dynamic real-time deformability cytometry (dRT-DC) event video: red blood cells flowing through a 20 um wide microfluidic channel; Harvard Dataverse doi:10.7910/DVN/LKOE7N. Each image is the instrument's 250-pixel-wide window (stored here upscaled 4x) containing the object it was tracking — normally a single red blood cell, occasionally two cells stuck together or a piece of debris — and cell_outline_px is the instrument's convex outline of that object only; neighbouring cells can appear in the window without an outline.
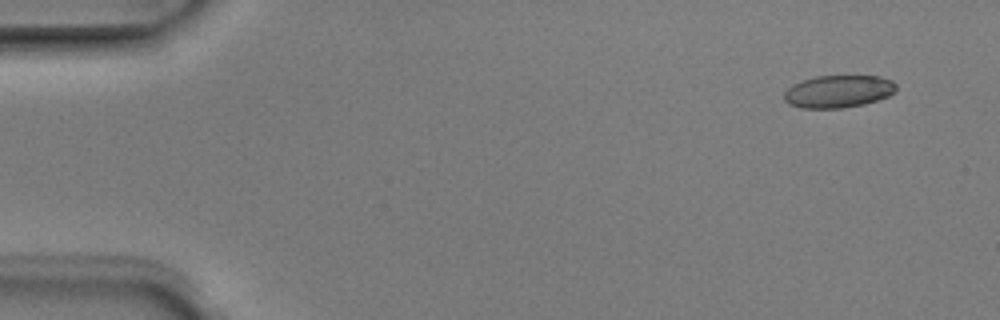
{"species": "Egyptian fruit bat (a non-hibernating species)", "species_latin": "Rousettus aegyptiacus", "temperature_condition": "room temperature", "stored_images_in_passage": 5, "camera_frame_rate_fps": 3000, "um_per_image_px": 0.085, "animal": {"sex": "male"}, "frame": {"image": 1, "passage_image": 1, "time_ms": 0.0, "image_size_px": [1000, 320], "cell_outline_px": [[896, 92], [888, 96], [864, 104], [840, 108], [800, 108], [788, 104], [784, 100], [784, 92], [792, 84], [816, 76], [880, 76], [892, 80], [896, 84]], "centroid_in_image_um": [71.25, 7.77], "position_along_channel_um": 13.7, "area_um2": 21.27}}
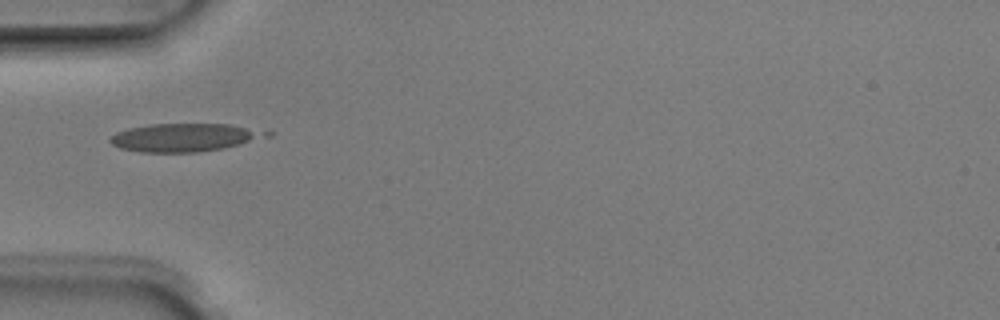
{"frame": {"image": 2, "passage_image": 4, "time_ms": 1.0, "image_size_px": [1000, 320], "cell_outline_px": [[256, 136], [248, 140], [236, 144], [220, 148], [196, 152], [140, 152], [120, 148], [112, 144], [108, 140], [116, 132], [128, 128], [148, 124], [228, 124], [244, 128], [252, 132]], "centroid_in_image_um": [15.27, 11.69], "position_along_channel_um": 69.7, "area_um2": 23.93}}